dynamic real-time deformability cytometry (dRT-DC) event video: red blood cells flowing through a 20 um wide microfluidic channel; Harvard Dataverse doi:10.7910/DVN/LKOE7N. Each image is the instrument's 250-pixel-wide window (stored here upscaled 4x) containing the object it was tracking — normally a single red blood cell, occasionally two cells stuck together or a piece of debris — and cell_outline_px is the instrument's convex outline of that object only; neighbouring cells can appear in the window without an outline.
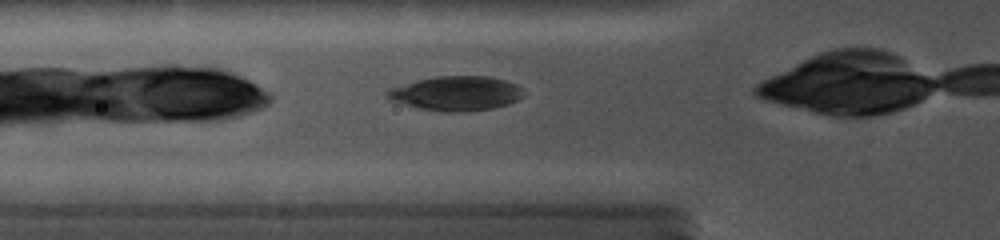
{"species": "common noctule bat (a hibernating species)", "species_latin": "Nyctalus noctula", "temperature_condition": "cold", "stored_images_in_passage": 6, "camera_frame_rate_fps": 5000, "um_per_image_px": 0.085, "animal": {"sex": "female", "body_mass_g": 19.0, "forearm_length_mm": 56.7}, "frame": {"image": 1, "passage_image": 4, "time_ms": 1.0, "image_size_px": [1000, 240], "cell_outline_px": [[524, 96], [508, 104], [492, 108], [468, 112], [440, 112], [416, 108], [388, 100], [384, 96], [384, 92], [388, 88], [416, 80], [436, 76], [488, 76], [504, 80], [516, 84], [524, 88]], "centroid_in_image_um": [38.72, 7.95], "position_along_channel_um": 87.1, "area_um2": 27.98}}